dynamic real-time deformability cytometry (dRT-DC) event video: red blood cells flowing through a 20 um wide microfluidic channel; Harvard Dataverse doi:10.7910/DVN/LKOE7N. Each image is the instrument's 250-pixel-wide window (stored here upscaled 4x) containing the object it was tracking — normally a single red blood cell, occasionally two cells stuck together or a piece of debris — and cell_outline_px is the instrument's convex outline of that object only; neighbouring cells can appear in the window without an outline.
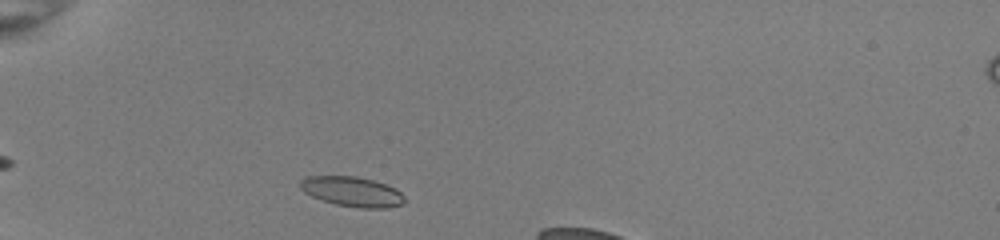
{"species": "common noctule bat (a hibernating species)", "species_latin": "Nyctalus noctula", "temperature_condition": "room temperature", "stored_images_in_passage": 8, "camera_frame_rate_fps": 3000, "um_per_image_px": 0.085, "animal": {"sex": "female", "body_mass_g": 22.0, "forearm_length_mm": 56.7}, "frame": {"image": 1, "passage_image": 2, "time_ms": 0.333, "image_size_px": [1000, 240], "cell_outline_px": [[404, 200], [400, 204], [384, 208], [364, 208], [336, 204], [312, 196], [304, 192], [300, 184], [308, 176], [356, 176], [372, 180], [384, 184], [400, 192], [404, 196]], "centroid_in_image_um": [29.93, 16.28], "position_along_channel_um": 55.1, "area_um2": 17.57}}